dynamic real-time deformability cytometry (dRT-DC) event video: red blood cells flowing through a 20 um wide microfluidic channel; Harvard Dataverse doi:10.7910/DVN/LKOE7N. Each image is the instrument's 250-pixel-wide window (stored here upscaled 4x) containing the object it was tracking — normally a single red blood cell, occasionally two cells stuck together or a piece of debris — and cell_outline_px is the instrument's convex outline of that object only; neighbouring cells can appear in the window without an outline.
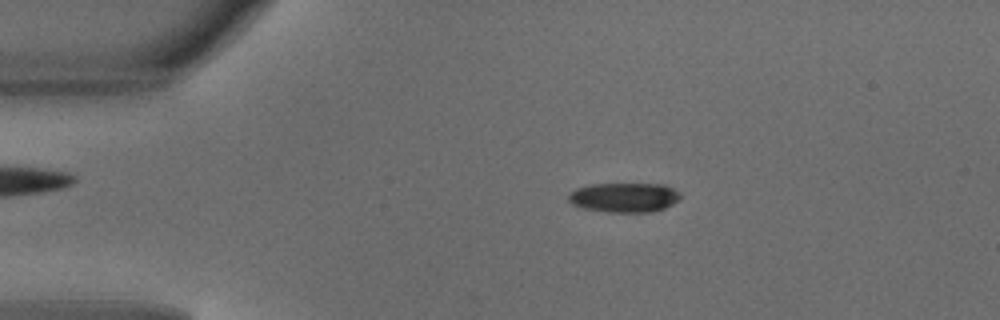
{"species": "common noctule bat (a hibernating species)", "species_latin": "Nyctalus noctula", "temperature_condition": "warm", "stored_images_in_passage": 48, "camera_frame_rate_fps": 3000, "um_per_image_px": 0.085, "animal": {"sex": "male", "body_mass_g": 18.8}, "frame": {"image": 1, "passage_image": 9, "time_ms": 2.667, "image_size_px": [1000, 320], "cell_outline_px": [[680, 200], [664, 208], [652, 212], [608, 212], [584, 208], [572, 204], [568, 200], [568, 192], [576, 188], [588, 184], [664, 184], [672, 188], [680, 196]], "centroid_in_image_um": [53.02, 16.78], "position_along_channel_um": 32.0, "area_um2": 19.31}}
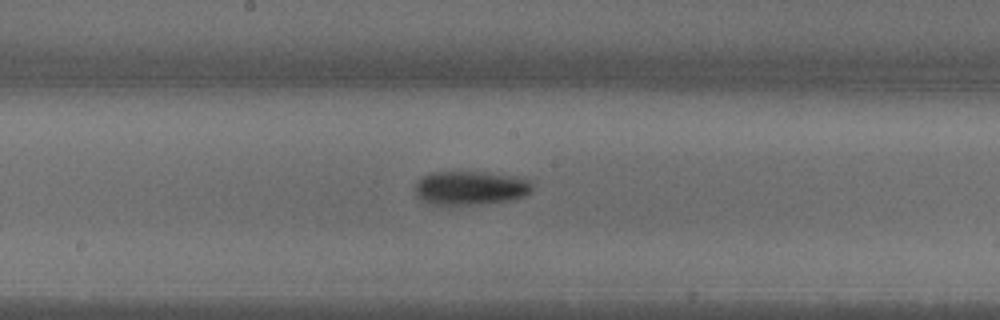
{"frame": {"image": 2, "passage_image": 25, "time_ms": 8.0, "image_size_px": [1000, 320], "cell_outline_px": [[532, 188], [524, 196], [508, 200], [476, 204], [436, 204], [424, 200], [416, 196], [416, 180], [432, 172], [484, 172], [524, 176], [532, 180]], "centroid_in_image_um": [40.04, 15.94], "position_along_channel_um": 208.2, "area_um2": 23.06}}
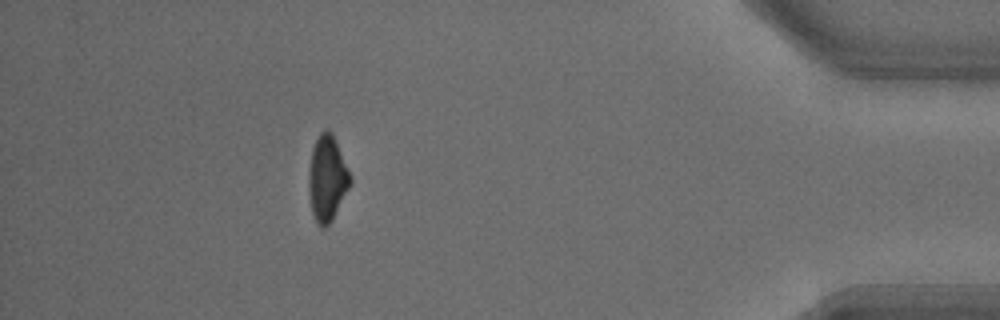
{"frame": {"image": 3, "passage_image": 43, "time_ms": 14.0, "image_size_px": [1000, 320], "cell_outline_px": [[352, 184], [332, 220], [324, 228], [320, 228], [312, 212], [308, 184], [308, 172], [312, 148], [320, 132], [328, 128], [332, 132], [352, 176]], "centroid_in_image_um": [27.83, 15.15], "position_along_channel_um": 407.4, "area_um2": 20.92}, "authors_computed_cell_mechanics": {"area_um2": 20.8658, "velocity_mm_per_s": 4.1621, "shape_relaxation_time_tau1_ms": 2.9586, "shape_relaxation_time_tau2_ms": null, "deformation_change_tau1": 0.1634, "deformation_change_tau2": null}}